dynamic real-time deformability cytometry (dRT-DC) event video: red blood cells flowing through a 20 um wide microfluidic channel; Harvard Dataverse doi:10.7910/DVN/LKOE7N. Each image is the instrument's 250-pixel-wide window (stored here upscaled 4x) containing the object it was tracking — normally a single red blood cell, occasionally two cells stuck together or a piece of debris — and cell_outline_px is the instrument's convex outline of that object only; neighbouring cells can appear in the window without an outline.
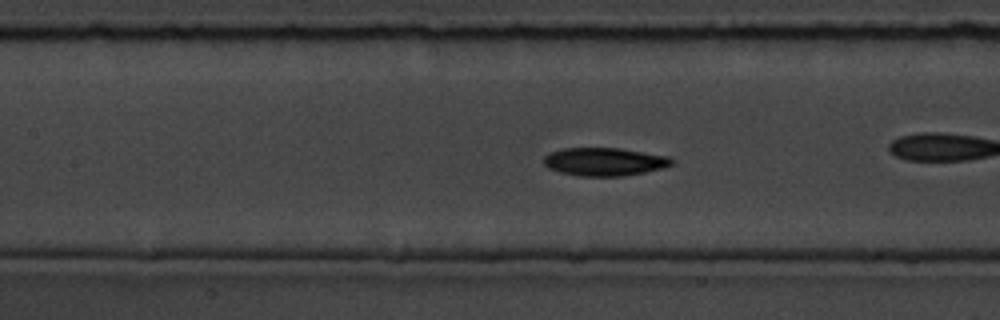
{"species": "common noctule bat (a hibernating species)", "species_latin": "Nyctalus noctula", "temperature_condition": "room temperature", "stored_images_in_passage": 57, "camera_frame_rate_fps": 3000, "um_per_image_px": 0.085, "animal": {"sex": "male", "body_mass_g": 19.5, "forearm_length_mm": 54.6}, "frame": {"image": 1, "passage_image": 25, "time_ms": 8.0, "image_size_px": [1000, 320], "cell_outline_px": [[676, 160], [672, 164], [664, 168], [644, 172], [620, 176], [580, 176], [560, 172], [548, 168], [544, 164], [544, 156], [552, 152], [564, 148], [620, 148], [668, 156]], "centroid_in_image_um": [51.4, 13.74], "position_along_channel_um": 156.0, "area_um2": 20.92}}
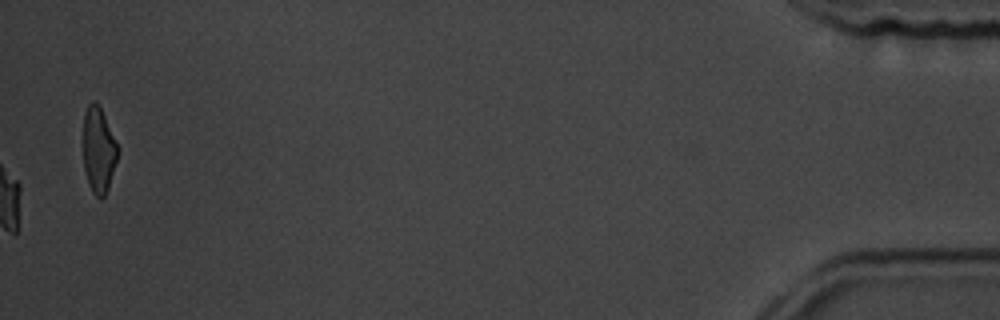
{"frame": {"image": 2, "passage_image": 57, "time_ms": 18.667, "image_size_px": [1000, 320], "cell_outline_px": [[116, 160], [108, 188], [104, 196], [100, 200], [92, 192], [88, 184], [84, 168], [84, 112], [88, 104], [92, 100], [100, 108], [104, 116], [116, 144]], "centroid_in_image_um": [8.34, 12.79], "position_along_channel_um": 426.9, "area_um2": 16.59}, "authors_computed_cell_mechanics": {"area_um2": 20.3456, "velocity_mm_per_s": 3.6387, "shape_relaxation_time_tau1_ms": 4.3097, "shape_relaxation_time_tau2_ms": 3.4369, "deformation_change_tau1": 0.1355, "deformation_change_tau2": 0.0769}}